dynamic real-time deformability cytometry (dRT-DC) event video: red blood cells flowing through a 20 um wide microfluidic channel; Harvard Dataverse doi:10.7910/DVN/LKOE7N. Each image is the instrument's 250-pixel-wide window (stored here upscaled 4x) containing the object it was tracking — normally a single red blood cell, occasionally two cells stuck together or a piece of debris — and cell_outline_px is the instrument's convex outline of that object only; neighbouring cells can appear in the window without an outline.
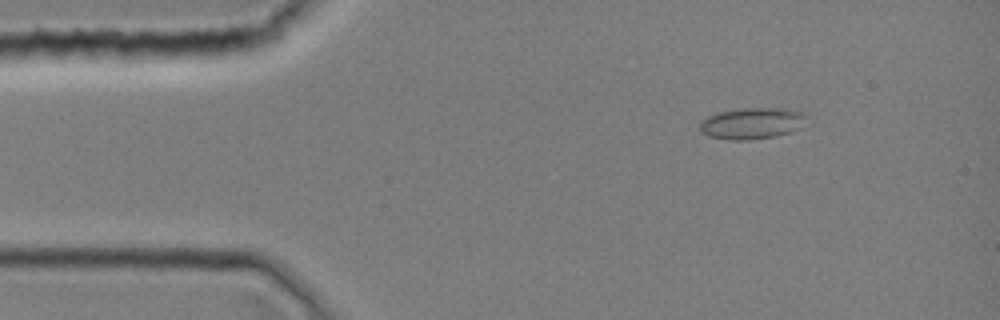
{"species": "common noctule bat (a hibernating species)", "species_latin": "Nyctalus noctula", "temperature_condition": "room temperature", "stored_images_in_passage": 5, "camera_frame_rate_fps": 3000, "um_per_image_px": 0.085, "animal": {"sex": "female", "body_mass_g": 19.0, "forearm_length_mm": 51.5}, "frame": {"image": 1, "passage_image": 5, "time_ms": 1.333, "image_size_px": [1000, 320], "cell_outline_px": [[808, 116], [800, 128], [792, 132], [776, 136], [748, 140], [728, 140], [708, 136], [700, 132], [700, 120], [716, 112], [740, 108], [784, 108], [800, 112]], "centroid_in_image_um": [63.89, 10.48], "position_along_channel_um": 21.1, "area_um2": 19.77}}